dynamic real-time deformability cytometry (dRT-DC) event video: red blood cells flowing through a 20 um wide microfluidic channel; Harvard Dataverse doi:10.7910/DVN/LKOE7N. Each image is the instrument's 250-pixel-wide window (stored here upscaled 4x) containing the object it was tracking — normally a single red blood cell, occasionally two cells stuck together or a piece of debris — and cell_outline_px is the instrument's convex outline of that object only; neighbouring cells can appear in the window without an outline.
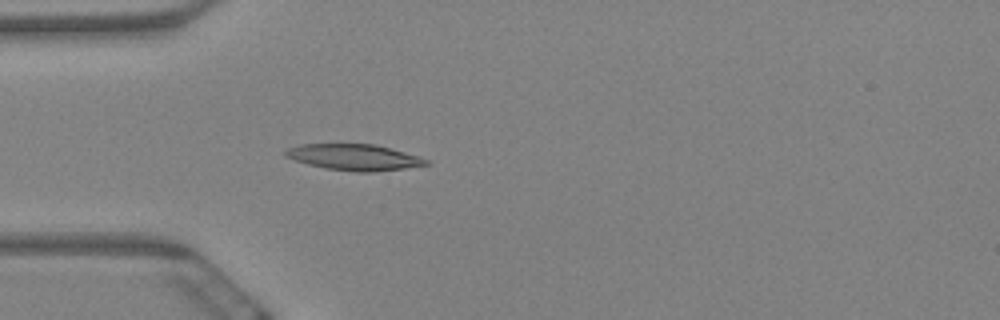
{"species": "Egyptian fruit bat (a non-hibernating species)", "species_latin": "Rousettus aegyptiacus", "temperature_condition": "warm", "stored_images_in_passage": 4, "camera_frame_rate_fps": 3000, "um_per_image_px": 0.085, "animal": {"sex": "female"}, "frame": {"image": 1, "passage_image": 4, "time_ms": 1.0, "image_size_px": [1000, 320], "cell_outline_px": [[428, 164], [404, 168], [372, 172], [356, 172], [324, 168], [308, 164], [284, 156], [284, 152], [288, 148], [300, 144], [376, 144], [392, 148], [420, 156], [428, 160]], "centroid_in_image_um": [30.11, 13.36], "position_along_channel_um": 54.9, "area_um2": 21.39}}